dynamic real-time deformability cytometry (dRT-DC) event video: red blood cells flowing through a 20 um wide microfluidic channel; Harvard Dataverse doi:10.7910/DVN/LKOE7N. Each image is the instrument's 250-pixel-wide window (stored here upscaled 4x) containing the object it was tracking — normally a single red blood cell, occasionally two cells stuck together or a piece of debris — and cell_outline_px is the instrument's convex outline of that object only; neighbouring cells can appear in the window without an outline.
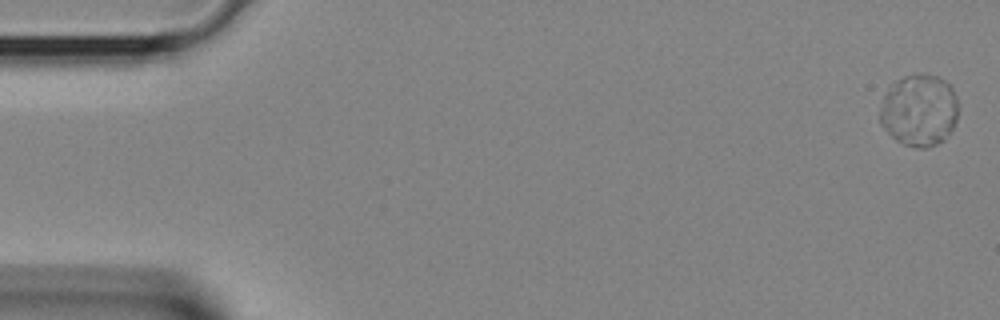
{"species": "Egyptian fruit bat (a non-hibernating species)", "species_latin": "Rousettus aegyptiacus", "temperature_condition": "room temperature", "stored_images_in_passage": 9, "camera_frame_rate_fps": 3000, "um_per_image_px": 0.085, "animal": {"sex": "female"}, "frame": {"image": 1, "passage_image": 1, "time_ms": 0.0, "image_size_px": [1000, 320], "cell_outline_px": [[956, 120], [948, 136], [944, 140], [936, 144], [924, 148], [920, 148], [904, 144], [896, 140], [880, 124], [880, 108], [884, 96], [896, 80], [904, 76], [916, 72], [936, 76], [944, 80], [952, 88], [956, 96]], "centroid_in_image_um": [78.12, 9.36], "position_along_channel_um": 6.9, "area_um2": 32.66}}